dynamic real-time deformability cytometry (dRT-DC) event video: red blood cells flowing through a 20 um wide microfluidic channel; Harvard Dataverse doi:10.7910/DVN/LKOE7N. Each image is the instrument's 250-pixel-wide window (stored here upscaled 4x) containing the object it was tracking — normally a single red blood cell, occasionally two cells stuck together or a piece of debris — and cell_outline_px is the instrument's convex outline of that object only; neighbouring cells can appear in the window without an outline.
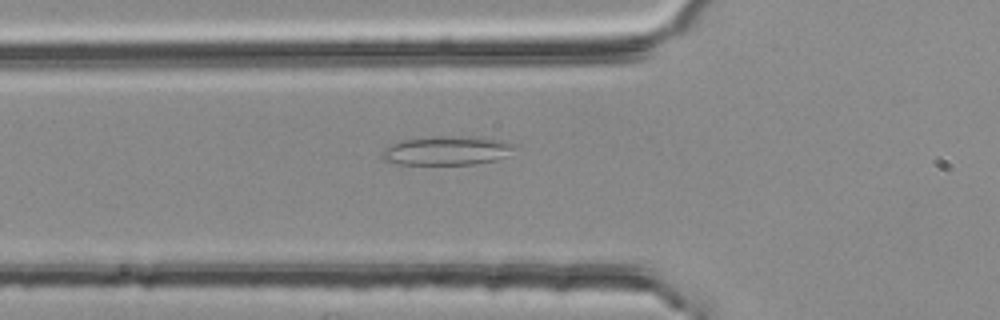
{"species": "common noctule bat (a hibernating species)", "species_latin": "Nyctalus noctula", "temperature_condition": "room temperature", "stored_images_in_passage": 4, "camera_frame_rate_fps": 3000, "um_per_image_px": 0.085, "animal": {"sex": "female", "body_mass_g": 25.1}, "frame": {"image": 1, "passage_image": 4, "time_ms": 1.0, "image_size_px": [1000, 320], "cell_outline_px": [[516, 144], [504, 156], [496, 160], [476, 164], [396, 164], [384, 160], [380, 156], [392, 144], [400, 140], [432, 136], [460, 136], [504, 140]], "centroid_in_image_um": [37.96, 12.8], "position_along_channel_um": 87.8, "area_um2": 22.14}}